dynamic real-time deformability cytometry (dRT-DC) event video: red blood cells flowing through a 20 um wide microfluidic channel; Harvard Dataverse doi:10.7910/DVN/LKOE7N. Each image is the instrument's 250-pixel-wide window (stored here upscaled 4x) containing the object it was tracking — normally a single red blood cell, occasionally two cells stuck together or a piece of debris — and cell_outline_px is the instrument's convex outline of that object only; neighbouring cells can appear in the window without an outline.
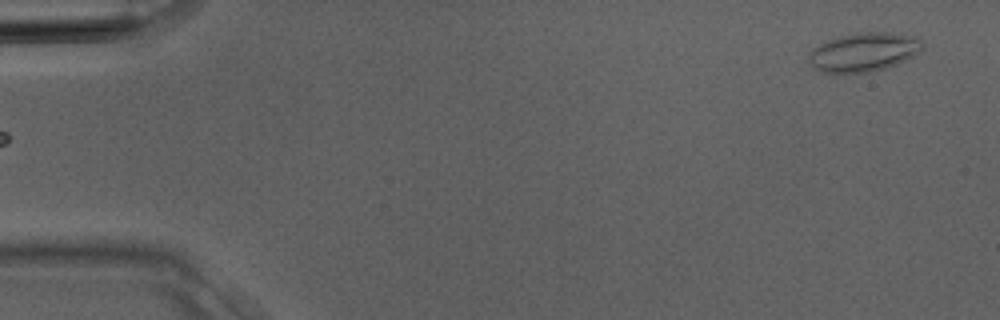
{"species": "Egyptian fruit bat (a non-hibernating species)", "species_latin": "Rousettus aegyptiacus", "temperature_condition": "room temperature", "stored_images_in_passage": 4, "camera_frame_rate_fps": 3000, "um_per_image_px": 0.085, "animal": {"sex": "male"}, "frame": {"image": 1, "passage_image": 4, "time_ms": 1.0, "image_size_px": [1000, 320], "cell_outline_px": [[924, 48], [920, 52], [896, 64], [884, 68], [868, 72], [832, 76], [820, 72], [808, 64], [808, 56], [812, 48], [828, 40], [840, 36], [856, 32], [892, 32], [916, 36], [924, 40]], "centroid_in_image_um": [73.38, 4.45], "position_along_channel_um": 11.6, "area_um2": 26.65}}